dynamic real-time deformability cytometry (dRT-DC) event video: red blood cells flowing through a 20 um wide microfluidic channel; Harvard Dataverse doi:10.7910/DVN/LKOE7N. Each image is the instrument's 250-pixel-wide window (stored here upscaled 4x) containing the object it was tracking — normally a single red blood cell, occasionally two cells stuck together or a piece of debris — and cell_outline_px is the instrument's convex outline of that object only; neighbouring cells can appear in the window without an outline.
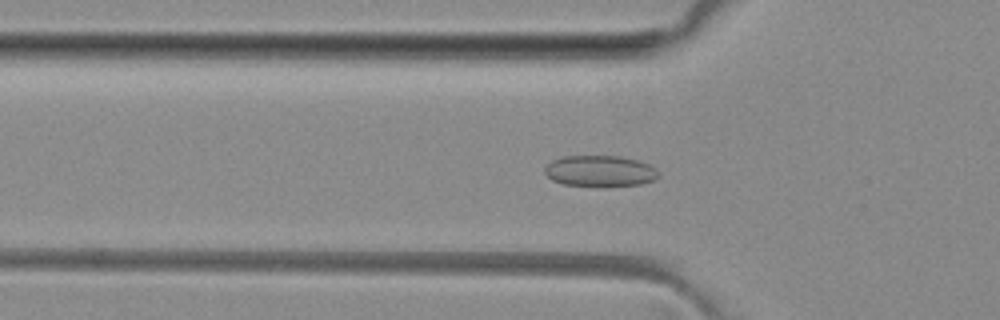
{"species": "common noctule bat (a hibernating species)", "species_latin": "Nyctalus noctula", "temperature_condition": "room temperature", "stored_images_in_passage": 50, "camera_frame_rate_fps": 3000, "um_per_image_px": 0.085, "animal": {"sex": "female", "body_mass_g": 29.2, "forearm_length_mm": 56.3}, "frame": {"image": 1, "passage_image": 16, "time_ms": 5.0, "image_size_px": [1000, 320], "cell_outline_px": [[660, 176], [652, 180], [640, 184], [604, 188], [596, 188], [564, 184], [552, 180], [544, 172], [544, 168], [552, 160], [560, 156], [620, 156], [636, 160], [648, 164], [656, 168]], "centroid_in_image_um": [50.98, 14.56], "position_along_channel_um": 74.8, "area_um2": 21.15}}
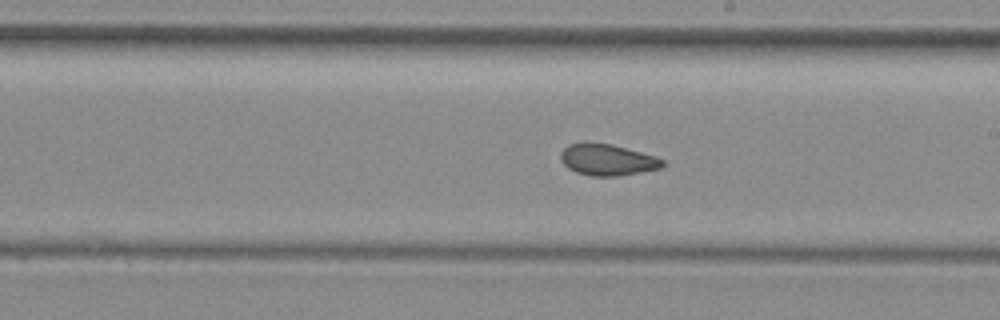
{"frame": {"image": 2, "passage_image": 28, "time_ms": 9.0, "image_size_px": [1000, 320], "cell_outline_px": [[664, 164], [660, 168], [616, 176], [588, 176], [576, 172], [568, 168], [560, 160], [560, 152], [568, 144], [612, 144], [656, 156], [664, 160]], "centroid_in_image_um": [51.62, 13.6], "position_along_channel_um": 237.4, "area_um2": 18.32}}
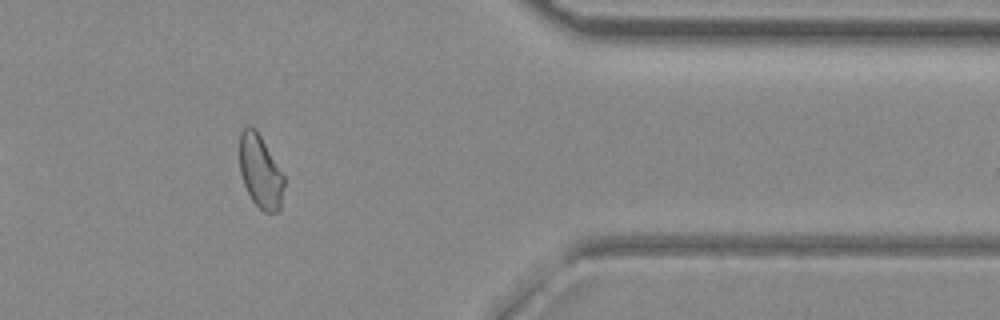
{"frame": {"image": 3, "passage_image": 41, "time_ms": 13.333, "image_size_px": [1000, 320], "cell_outline_px": [[284, 184], [280, 208], [276, 212], [264, 212], [252, 200], [244, 184], [240, 172], [240, 132], [244, 128], [252, 124], [256, 128], [284, 176]], "centroid_in_image_um": [22.12, 14.55], "position_along_channel_um": 389.3, "area_um2": 18.79}, "authors_computed_cell_mechanics": {"area_um2": 19.7965, "velocity_mm_per_s": 4.0528, "shape_relaxation_time_tau1_ms": null, "shape_relaxation_time_tau2_ms": 1.7931, "deformation_change_tau1": null, "deformation_change_tau2": 0.0707}}